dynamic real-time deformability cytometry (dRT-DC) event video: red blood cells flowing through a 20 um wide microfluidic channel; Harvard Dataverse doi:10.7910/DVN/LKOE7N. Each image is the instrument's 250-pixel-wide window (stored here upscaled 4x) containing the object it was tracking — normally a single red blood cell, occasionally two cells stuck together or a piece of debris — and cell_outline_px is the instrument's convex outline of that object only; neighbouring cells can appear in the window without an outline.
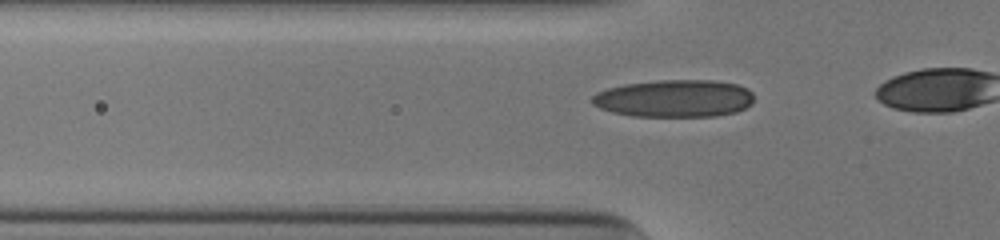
{"species": "human", "species_latin": "Homo sapiens", "temperature_condition": "cold", "stored_images_in_passage": 21, "camera_frame_rate_fps": 3000, "um_per_image_px": 0.085, "donor": {"sex": "male"}, "frame": {"image": 1, "passage_image": 15, "time_ms": 4.667, "image_size_px": [1000, 240], "cell_outline_px": [[752, 104], [736, 112], [716, 116], [632, 116], [612, 112], [600, 108], [592, 104], [592, 96], [596, 92], [608, 88], [624, 84], [660, 80], [712, 80], [736, 84], [748, 88], [752, 92]], "centroid_in_image_um": [57.32, 8.36], "position_along_channel_um": 68.5, "area_um2": 35.37}}
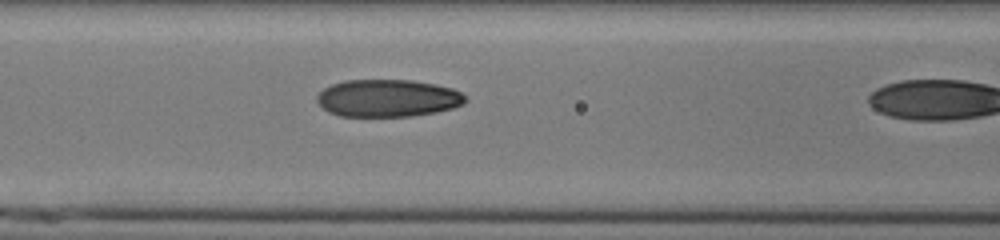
{"frame": {"image": 2, "passage_image": 20, "time_ms": 6.333, "image_size_px": [1000, 240], "cell_outline_px": [[468, 100], [464, 104], [452, 108], [436, 112], [408, 116], [340, 116], [328, 112], [316, 100], [316, 96], [324, 88], [332, 84], [344, 80], [412, 80], [436, 84], [452, 88], [460, 92]], "centroid_in_image_um": [32.96, 8.34], "position_along_channel_um": 133.6, "area_um2": 32.37}}